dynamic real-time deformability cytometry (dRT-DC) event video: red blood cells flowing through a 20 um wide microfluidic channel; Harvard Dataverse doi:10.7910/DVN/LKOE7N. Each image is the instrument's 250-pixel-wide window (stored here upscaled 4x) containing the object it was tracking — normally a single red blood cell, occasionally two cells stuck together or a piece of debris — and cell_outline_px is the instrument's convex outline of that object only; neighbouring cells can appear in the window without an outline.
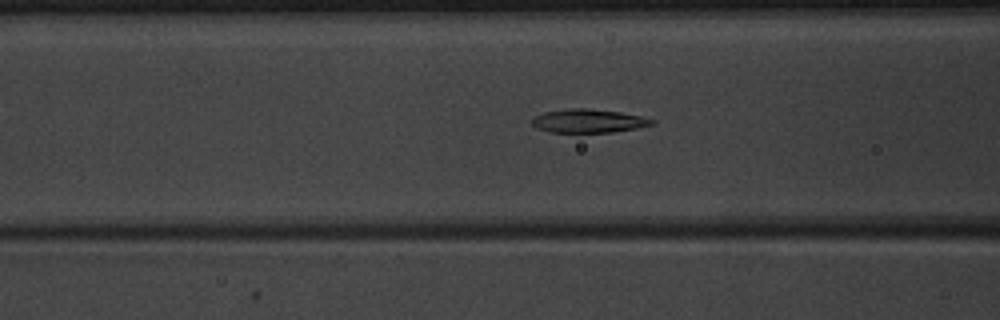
{"species": "common noctule bat (a hibernating species)", "species_latin": "Nyctalus noctula", "temperature_condition": "warm", "stored_images_in_passage": 39, "camera_frame_rate_fps": 3000, "um_per_image_px": 0.085, "animal": {"sex": "male", "body_mass_g": 20.1, "forearm_length_mm": 53.5}, "frame": {"image": 1, "passage_image": 9, "time_ms": 2.667, "image_size_px": [1000, 320], "cell_outline_px": [[656, 124], [636, 128], [612, 132], [548, 132], [536, 128], [532, 124], [532, 120], [536, 116], [544, 112], [568, 108], [588, 108], [620, 112], [644, 116], [656, 120]], "centroid_in_image_um": [50.06, 10.27], "position_along_channel_um": 116.5, "area_um2": 16.59}}
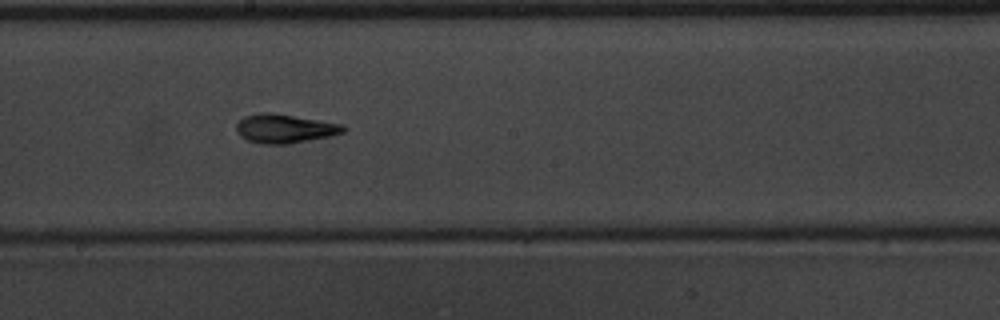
{"frame": {"image": 2, "passage_image": 17, "time_ms": 5.333, "image_size_px": [1000, 320], "cell_outline_px": [[344, 132], [328, 136], [288, 144], [264, 144], [248, 140], [240, 136], [236, 132], [236, 124], [244, 116], [260, 112], [276, 112], [344, 124]], "centroid_in_image_um": [24.17, 10.9], "position_along_channel_um": 224.0, "area_um2": 18.15}}
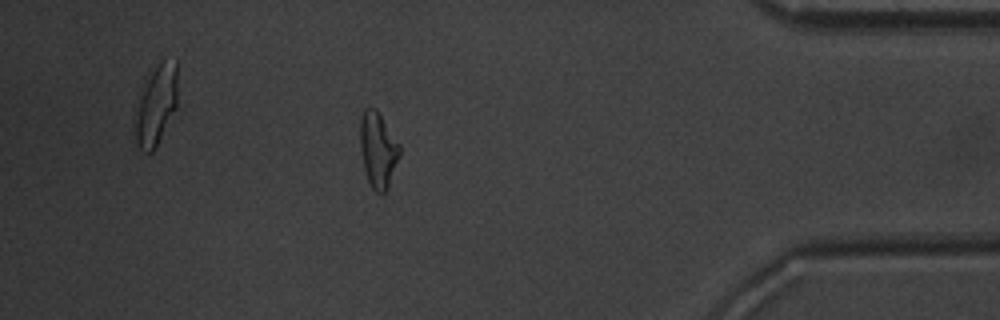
{"frame": {"image": 3, "passage_image": 33, "time_ms": 10.667, "image_size_px": [1000, 320], "cell_outline_px": [[400, 156], [388, 188], [384, 192], [376, 192], [372, 188], [368, 180], [364, 168], [360, 148], [360, 116], [364, 108], [376, 108], [400, 144]], "centroid_in_image_um": [32.13, 12.71], "position_along_channel_um": 403.1, "area_um2": 17.46}, "authors_computed_cell_mechanics": {"area_um2": 16.8776, "velocity_mm_per_s": 4.026, "shape_relaxation_time_tau1_ms": 4.0446, "shape_relaxation_time_tau2_ms": 2.4287, "deformation_change_tau1": 0.1881, "deformation_change_tau2": 0.1048}}